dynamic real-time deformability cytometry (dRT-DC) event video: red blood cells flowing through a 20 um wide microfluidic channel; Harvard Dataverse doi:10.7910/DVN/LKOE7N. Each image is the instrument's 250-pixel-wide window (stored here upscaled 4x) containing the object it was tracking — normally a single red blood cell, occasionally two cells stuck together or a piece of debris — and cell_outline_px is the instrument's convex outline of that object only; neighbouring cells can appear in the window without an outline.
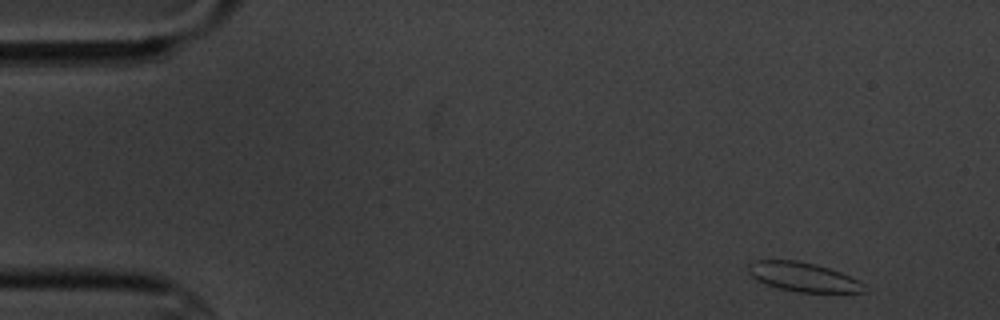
{"species": "common noctule bat (a hibernating species)", "species_latin": "Nyctalus noctula", "temperature_condition": "cold", "stored_images_in_passage": 4, "camera_frame_rate_fps": 3000, "um_per_image_px": 0.085, "animal": {"sex": "male", "body_mass_g": 20.1, "forearm_length_mm": 53.5}, "frame": {"image": 1, "passage_image": 1, "time_ms": 0.0, "image_size_px": [1000, 320], "cell_outline_px": [[864, 292], [800, 292], [780, 288], [764, 284], [752, 276], [748, 272], [748, 264], [756, 260], [796, 260], [816, 264], [840, 272], [860, 280], [864, 284]], "centroid_in_image_um": [68.26, 23.53], "position_along_channel_um": 16.7, "area_um2": 19.54}}
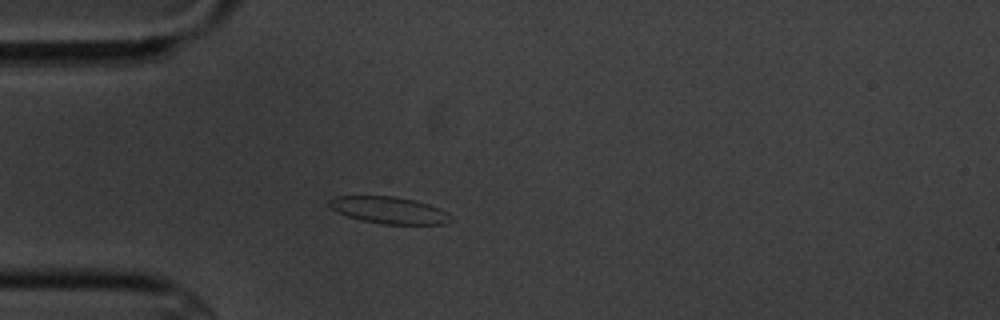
{"frame": {"image": 2, "passage_image": 4, "time_ms": 3.667, "image_size_px": [1000, 320], "cell_outline_px": [[456, 220], [444, 224], [384, 224], [360, 220], [336, 212], [328, 204], [328, 200], [336, 196], [396, 196], [416, 200], [440, 208], [448, 212]], "centroid_in_image_um": [33.12, 17.86], "position_along_channel_um": 51.9, "area_um2": 19.31}}